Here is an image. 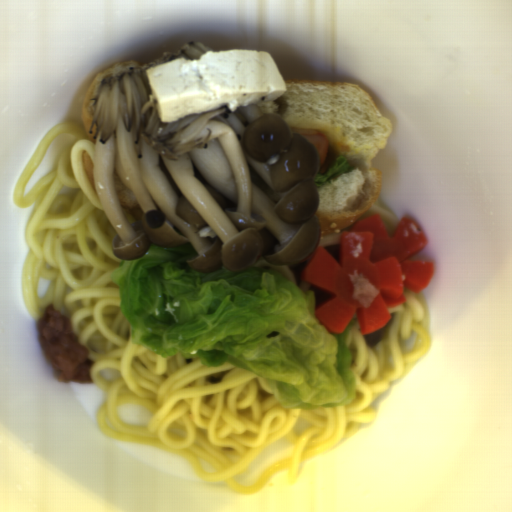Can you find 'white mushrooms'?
I'll return each mask as SVG.
<instances>
[{"mask_svg": "<svg viewBox=\"0 0 512 512\" xmlns=\"http://www.w3.org/2000/svg\"><path fill=\"white\" fill-rule=\"evenodd\" d=\"M209 51L186 42L100 80L89 132L94 192L114 231L110 250L135 261L153 247L187 243L189 270L206 274L253 269L261 260L296 266L322 237L316 147L257 104L159 118L146 69ZM113 172L137 197L135 209L119 206Z\"/></svg>", "mask_w": 512, "mask_h": 512, "instance_id": "1", "label": "white mushrooms"}]
</instances>
